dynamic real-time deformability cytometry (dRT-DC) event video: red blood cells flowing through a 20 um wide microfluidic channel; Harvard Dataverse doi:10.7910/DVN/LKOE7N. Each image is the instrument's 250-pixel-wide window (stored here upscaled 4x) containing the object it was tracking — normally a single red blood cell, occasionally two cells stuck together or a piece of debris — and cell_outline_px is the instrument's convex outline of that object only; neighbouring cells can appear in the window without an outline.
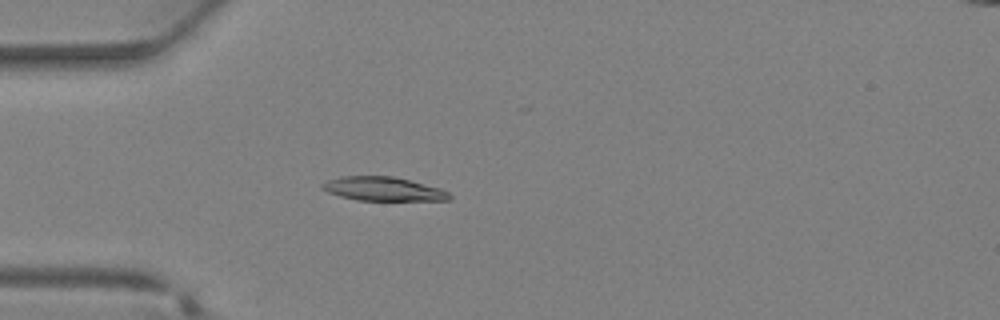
{"species": "Egyptian fruit bat (a non-hibernating species)", "species_latin": "Rousettus aegyptiacus", "temperature_condition": "warm", "stored_images_in_passage": 32, "camera_frame_rate_fps": 3000, "um_per_image_px": 0.085, "animal": {"sex": "female"}, "frame": {"image": 1, "passage_image": 10, "time_ms": 3.0, "image_size_px": [1000, 320], "cell_outline_px": [[452, 200], [356, 200], [340, 196], [328, 192], [320, 188], [320, 184], [328, 180], [340, 176], [392, 176], [440, 188], [448, 192], [452, 196]], "centroid_in_image_um": [32.54, 16.06], "position_along_channel_um": 52.5, "area_um2": 17.63}}
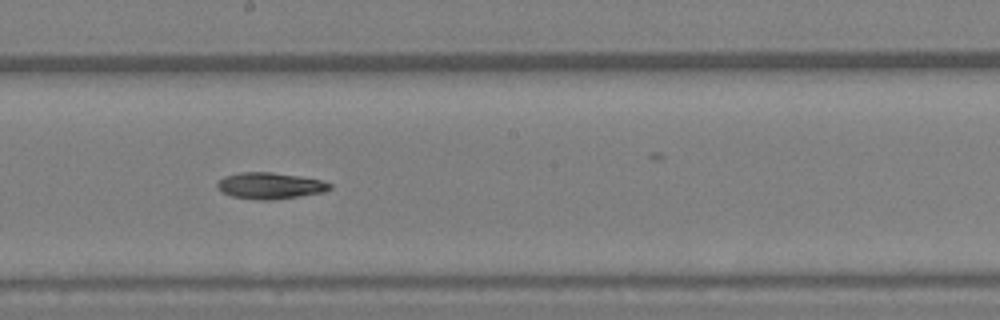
{"frame": {"image": 2, "passage_image": 20, "time_ms": 6.333, "image_size_px": [1000, 320], "cell_outline_px": [[332, 188], [324, 192], [272, 200], [260, 200], [232, 196], [216, 188], [216, 184], [224, 176], [240, 172], [272, 172], [320, 180], [332, 184]], "centroid_in_image_um": [22.94, 15.78], "position_along_channel_um": 225.3, "area_um2": 17.11}}
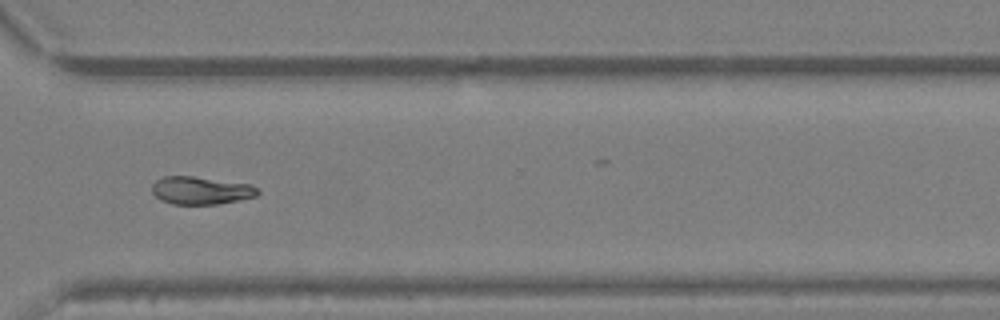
{"frame": {"image": 3, "passage_image": 27, "time_ms": 8.667, "image_size_px": [1000, 320], "cell_outline_px": [[260, 192], [256, 196], [216, 204], [172, 204], [160, 200], [152, 192], [152, 184], [156, 180], [164, 176], [192, 176], [252, 184]], "centroid_in_image_um": [17.05, 16.18], "position_along_channel_um": 353.6, "area_um2": 17.05}}